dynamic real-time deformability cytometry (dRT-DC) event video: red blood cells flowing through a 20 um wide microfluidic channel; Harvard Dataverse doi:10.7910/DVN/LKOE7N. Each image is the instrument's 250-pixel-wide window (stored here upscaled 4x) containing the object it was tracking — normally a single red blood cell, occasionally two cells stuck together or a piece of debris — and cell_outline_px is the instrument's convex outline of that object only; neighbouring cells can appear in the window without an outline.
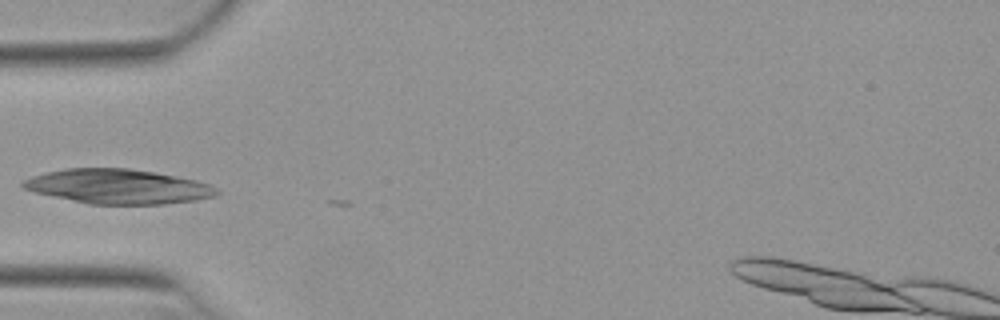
{"species": "Egyptian fruit bat (a non-hibernating species)", "species_latin": "Rousettus aegyptiacus", "temperature_condition": "warm", "stored_images_in_passage": 4, "camera_frame_rate_fps": 3000, "um_per_image_px": 0.085, "animal": {"sex": "female"}, "frame": {"image": 1, "passage_image": 3, "time_ms": 0.667, "image_size_px": [1000, 320], "cell_outline_px": [[220, 192], [216, 196], [196, 200], [164, 204], [88, 204], [52, 196], [36, 192], [24, 188], [20, 184], [24, 180], [32, 176], [48, 172], [68, 168], [128, 168], [176, 176], [196, 180], [212, 184]], "centroid_in_image_um": [10.07, 15.86], "position_along_channel_um": 74.9, "area_um2": 38.9}}